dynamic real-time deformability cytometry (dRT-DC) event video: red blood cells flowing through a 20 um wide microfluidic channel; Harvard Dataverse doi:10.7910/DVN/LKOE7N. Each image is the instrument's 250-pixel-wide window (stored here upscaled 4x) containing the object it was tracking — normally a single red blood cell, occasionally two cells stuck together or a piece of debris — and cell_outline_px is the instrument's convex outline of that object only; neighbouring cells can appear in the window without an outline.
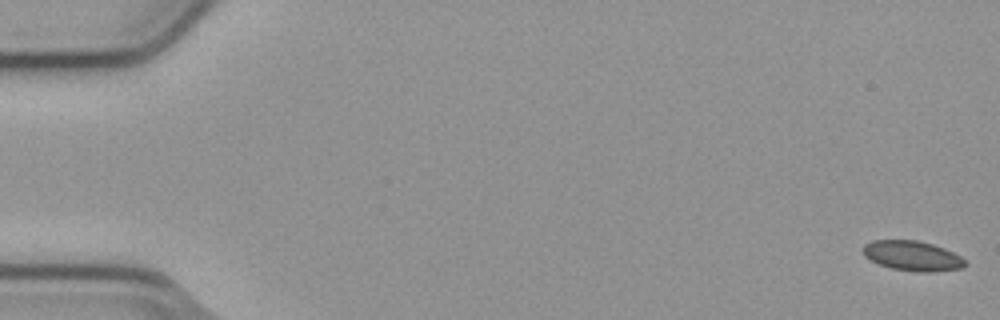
{"species": "common noctule bat (a hibernating species)", "species_latin": "Nyctalus noctula", "temperature_condition": "cold", "stored_images_in_passage": 56, "camera_frame_rate_fps": 3000, "um_per_image_px": 0.085, "animal": {"sex": "male", "body_mass_g": 23.1, "forearm_length_mm": 52.7}, "frame": {"image": 1, "passage_image": 1, "time_ms": 0.0, "image_size_px": [1000, 320], "cell_outline_px": [[964, 264], [960, 268], [932, 272], [920, 272], [892, 268], [880, 264], [864, 256], [864, 244], [872, 240], [916, 240], [932, 244], [944, 248], [960, 256], [964, 260]], "centroid_in_image_um": [77.53, 21.73], "position_along_channel_um": 7.5, "area_um2": 17.46}}
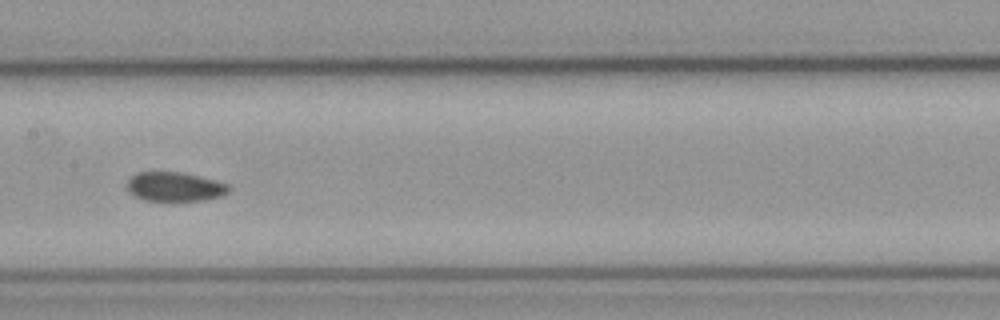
{"frame": {"image": 2, "passage_image": 28, "time_ms": 9.0, "image_size_px": [1000, 320], "cell_outline_px": [[232, 188], [228, 192], [220, 196], [204, 200], [144, 200], [136, 196], [128, 188], [128, 180], [136, 172], [180, 172], [216, 180], [228, 184]], "centroid_in_image_um": [14.9, 15.86], "position_along_channel_um": 192.5, "area_um2": 17.05}}
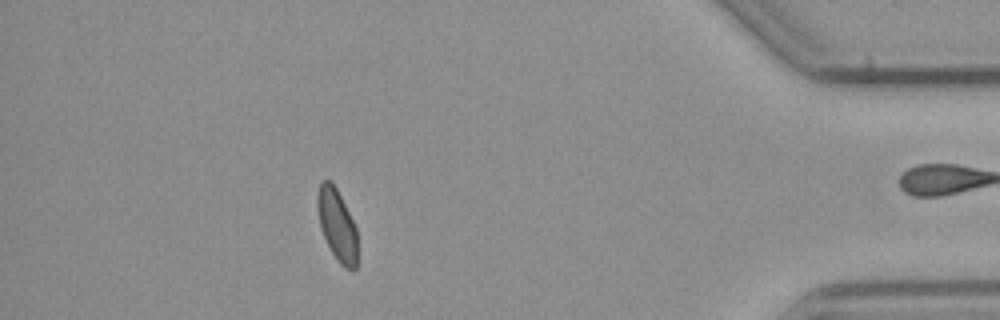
{"frame": {"image": 3, "passage_image": 49, "time_ms": 16.0, "image_size_px": [1000, 320], "cell_outline_px": [[356, 268], [352, 272], [344, 268], [340, 264], [332, 252], [320, 228], [316, 204], [316, 200], [320, 180], [328, 180], [336, 188], [356, 228]], "centroid_in_image_um": [28.62, 19.13], "position_along_channel_um": 406.6, "area_um2": 16.47}, "authors_computed_cell_mechanics": {"area_um2": 17.8313, "velocity_mm_per_s": 3.7807, "shape_relaxation_time_tau1_ms": 10.9725, "shape_relaxation_time_tau2_ms": 4.3638, "deformation_change_tau1": 0.1132, "deformation_change_tau2": 0.0609}}